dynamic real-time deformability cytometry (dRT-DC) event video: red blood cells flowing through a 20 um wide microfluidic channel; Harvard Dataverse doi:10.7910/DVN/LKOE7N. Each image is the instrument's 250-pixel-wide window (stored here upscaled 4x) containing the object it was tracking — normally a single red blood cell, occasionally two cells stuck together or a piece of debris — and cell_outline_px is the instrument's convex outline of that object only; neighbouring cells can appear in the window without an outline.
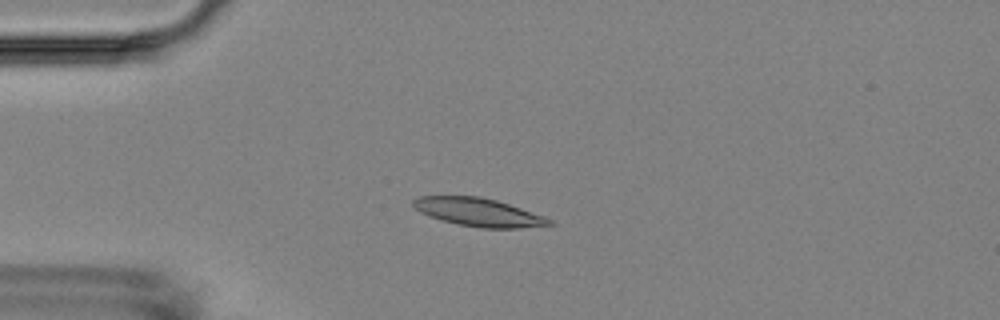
{"species": "Egyptian fruit bat (a non-hibernating species)", "species_latin": "Rousettus aegyptiacus", "temperature_condition": "room temperature", "stored_images_in_passage": 3, "camera_frame_rate_fps": 3000, "um_per_image_px": 0.085, "animal": {"sex": "female"}, "frame": {"image": 1, "passage_image": 3, "time_ms": 2.333, "image_size_px": [1000, 320], "cell_outline_px": [[556, 224], [520, 228], [480, 228], [460, 224], [428, 216], [420, 212], [412, 204], [412, 200], [420, 196], [480, 196], [496, 200], [544, 216], [552, 220]], "centroid_in_image_um": [40.68, 18.04], "position_along_channel_um": 44.3, "area_um2": 22.14}}